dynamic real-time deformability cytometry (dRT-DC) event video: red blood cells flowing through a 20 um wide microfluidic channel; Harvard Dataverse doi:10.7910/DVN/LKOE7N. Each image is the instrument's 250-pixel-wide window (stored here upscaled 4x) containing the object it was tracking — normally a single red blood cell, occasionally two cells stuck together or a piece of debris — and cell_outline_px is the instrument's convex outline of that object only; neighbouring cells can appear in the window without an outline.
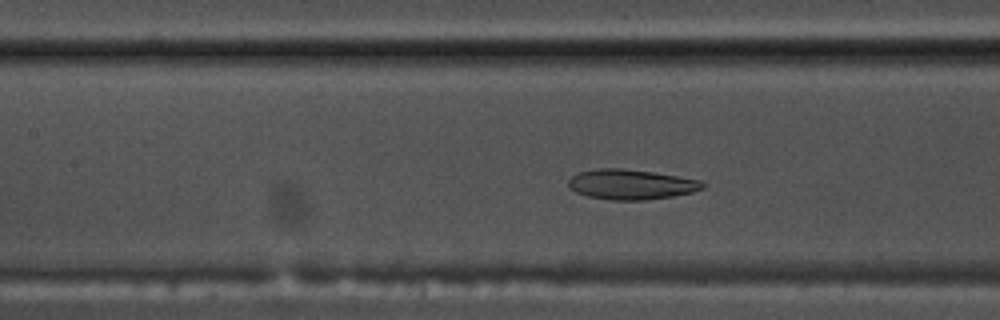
{"species": "common noctule bat (a hibernating species)", "species_latin": "Nyctalus noctula", "temperature_condition": "warm", "stored_images_in_passage": 51, "camera_frame_rate_fps": 3000, "um_per_image_px": 0.085, "animal": {"sex": "male", "body_mass_g": 17.5, "forearm_length_mm": 52.3}, "frame": {"image": 1, "passage_image": 21, "time_ms": 6.667, "image_size_px": [1000, 320], "cell_outline_px": [[708, 184], [704, 188], [692, 192], [672, 196], [644, 200], [608, 200], [588, 196], [576, 192], [568, 188], [568, 180], [572, 176], [580, 172], [600, 168], [620, 168], [652, 172], [700, 180]], "centroid_in_image_um": [53.64, 15.68], "position_along_channel_um": 153.8, "area_um2": 23.47}}
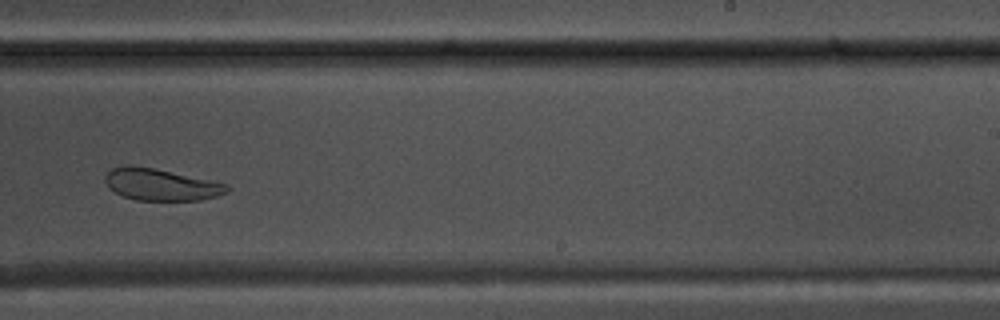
{"frame": {"image": 2, "passage_image": 31, "time_ms": 10.0, "image_size_px": [1000, 320], "cell_outline_px": [[232, 188], [228, 192], [216, 196], [200, 200], [136, 200], [124, 196], [108, 188], [104, 180], [104, 176], [112, 168], [128, 164], [132, 164], [152, 168], [228, 184]], "centroid_in_image_um": [13.66, 15.69], "position_along_channel_um": 275.3, "area_um2": 22.48}}
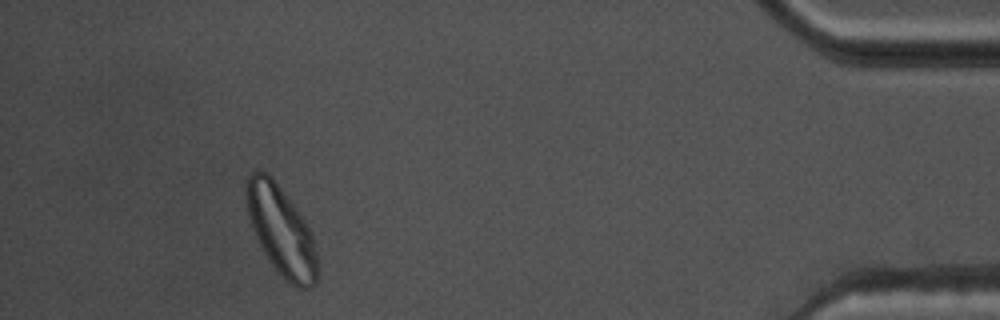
{"frame": {"image": 3, "passage_image": 47, "time_ms": 15.333, "image_size_px": [1000, 320], "cell_outline_px": [[316, 284], [308, 288], [296, 288], [272, 264], [264, 252], [252, 228], [248, 216], [244, 200], [244, 180], [252, 172], [268, 172], [272, 176], [296, 208], [304, 220], [312, 236], [316, 252]], "centroid_in_image_um": [23.84, 19.53], "position_along_channel_um": 411.4, "area_um2": 36.53}, "authors_computed_cell_mechanics": {"area_um2": 26.4146, "velocity_mm_per_s": 3.6682, "shape_relaxation_time_tau1_ms": 5.7894, "shape_relaxation_time_tau2_ms": 1.7741, "deformation_change_tau1": 0.1499, "deformation_change_tau2": 0.0506}}